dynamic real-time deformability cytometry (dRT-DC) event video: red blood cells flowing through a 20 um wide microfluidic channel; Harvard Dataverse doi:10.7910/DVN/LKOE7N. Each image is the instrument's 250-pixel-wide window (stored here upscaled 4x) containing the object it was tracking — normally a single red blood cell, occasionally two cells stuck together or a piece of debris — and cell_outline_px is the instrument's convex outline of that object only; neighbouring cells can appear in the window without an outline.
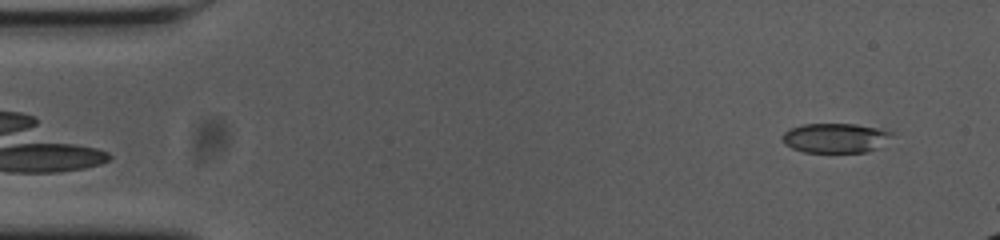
{"species": "common noctule bat (a hibernating species)", "species_latin": "Nyctalus noctula", "temperature_condition": "cold", "stored_images_in_passage": 14, "camera_frame_rate_fps": 3000, "um_per_image_px": 0.085, "animal": {"sex": "female", "body_mass_g": 23.0, "forearm_length_mm": 53.4}, "frame": {"image": 1, "passage_image": 2, "time_ms": 0.333, "image_size_px": [1000, 240], "cell_outline_px": [[892, 132], [880, 148], [868, 152], [804, 152], [792, 148], [784, 144], [780, 136], [788, 128], [804, 124], [856, 124], [880, 128]], "centroid_in_image_um": [70.96, 11.73], "position_along_channel_um": 14.0, "area_um2": 19.02}}